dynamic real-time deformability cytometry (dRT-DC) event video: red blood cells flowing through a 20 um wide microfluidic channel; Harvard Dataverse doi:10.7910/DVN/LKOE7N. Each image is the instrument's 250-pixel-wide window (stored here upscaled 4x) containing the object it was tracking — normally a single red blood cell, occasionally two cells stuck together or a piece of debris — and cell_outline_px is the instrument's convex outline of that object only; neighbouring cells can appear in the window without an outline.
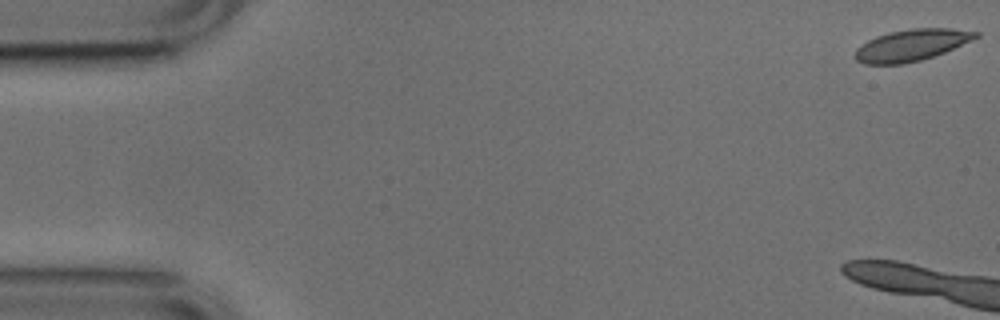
{"species": "common noctule bat (a hibernating species)", "species_latin": "Nyctalus noctula", "temperature_condition": "cold", "stored_images_in_passage": 5, "camera_frame_rate_fps": 3000, "um_per_image_px": 0.085, "animal": {"sex": "male", "body_mass_g": 17.9, "forearm_length_mm": 54.2}, "frame": {"image": 1, "passage_image": 1, "time_ms": 0.0, "image_size_px": [1000, 320], "cell_outline_px": [[980, 36], [972, 40], [944, 52], [920, 60], [904, 64], [864, 64], [856, 60], [856, 48], [868, 40], [876, 36], [888, 32], [912, 28], [952, 28], [980, 32]], "centroid_in_image_um": [77.48, 3.82], "position_along_channel_um": 7.5, "area_um2": 22.14}}